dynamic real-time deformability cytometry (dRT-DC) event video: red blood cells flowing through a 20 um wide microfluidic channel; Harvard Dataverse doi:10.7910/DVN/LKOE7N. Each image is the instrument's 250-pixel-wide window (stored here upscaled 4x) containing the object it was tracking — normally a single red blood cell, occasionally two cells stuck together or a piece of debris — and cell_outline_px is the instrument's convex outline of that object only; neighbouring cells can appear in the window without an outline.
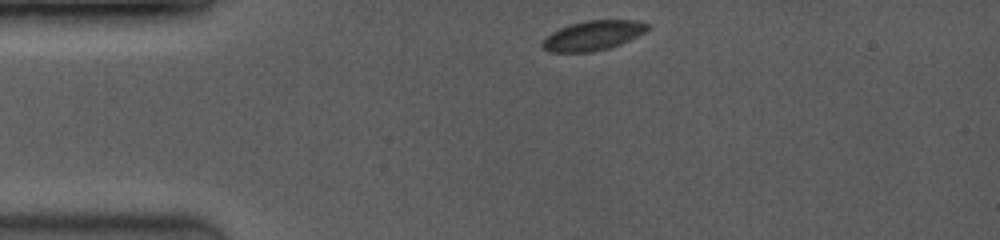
{"species": "common noctule bat (a hibernating species)", "species_latin": "Nyctalus noctula", "temperature_condition": "room temperature", "stored_images_in_passage": 40, "camera_frame_rate_fps": 3500, "um_per_image_px": 0.085, "animal": {"sex": "female", "body_mass_g": 19.0, "forearm_length_mm": 53.3}, "frame": {"image": 1, "passage_image": 1, "time_ms": 0.0, "image_size_px": [1000, 240], "cell_outline_px": [[648, 28], [644, 32], [620, 44], [608, 48], [592, 52], [552, 52], [544, 48], [540, 44], [552, 32], [560, 28], [572, 24], [588, 20], [632, 20], [648, 24]], "centroid_in_image_um": [50.38, 3.02], "position_along_channel_um": 34.6, "area_um2": 17.74}}
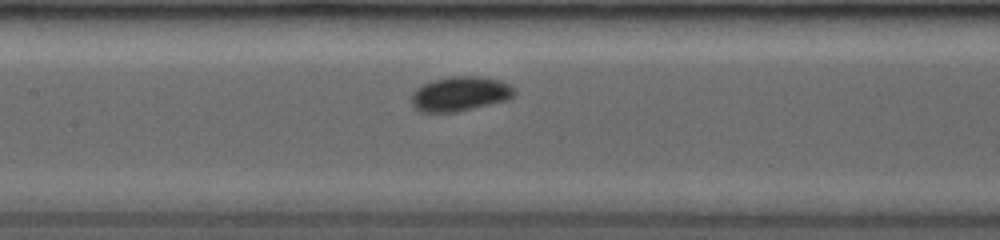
{"frame": {"image": 2, "passage_image": 16, "time_ms": 4.286, "image_size_px": [1000, 240], "cell_outline_px": [[516, 92], [508, 100], [456, 112], [420, 112], [412, 104], [412, 92], [416, 88], [432, 80], [448, 76], [480, 76], [500, 80], [516, 88]], "centroid_in_image_um": [39.12, 7.97], "position_along_channel_um": 168.3, "area_um2": 20.87}}
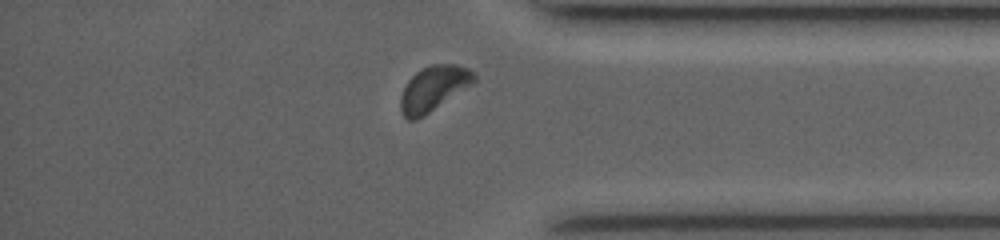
{"frame": {"image": 3, "passage_image": 36, "time_ms": 10.0, "image_size_px": [1000, 240], "cell_outline_px": [[476, 80], [472, 84], [424, 116], [416, 120], [408, 120], [400, 112], [400, 96], [408, 80], [416, 72], [432, 64], [456, 64], [468, 68], [476, 72]], "centroid_in_image_um": [36.85, 7.52], "position_along_channel_um": 398.3, "area_um2": 19.31}, "authors_computed_cell_mechanics": {"area_um2": 18.9295, "velocity_mm_per_s": 4.0568, "shape_relaxation_time_tau1_ms": 2.3325, "shape_relaxation_time_tau2_ms": null, "deformation_change_tau1": 0.0905, "deformation_change_tau2": null}}